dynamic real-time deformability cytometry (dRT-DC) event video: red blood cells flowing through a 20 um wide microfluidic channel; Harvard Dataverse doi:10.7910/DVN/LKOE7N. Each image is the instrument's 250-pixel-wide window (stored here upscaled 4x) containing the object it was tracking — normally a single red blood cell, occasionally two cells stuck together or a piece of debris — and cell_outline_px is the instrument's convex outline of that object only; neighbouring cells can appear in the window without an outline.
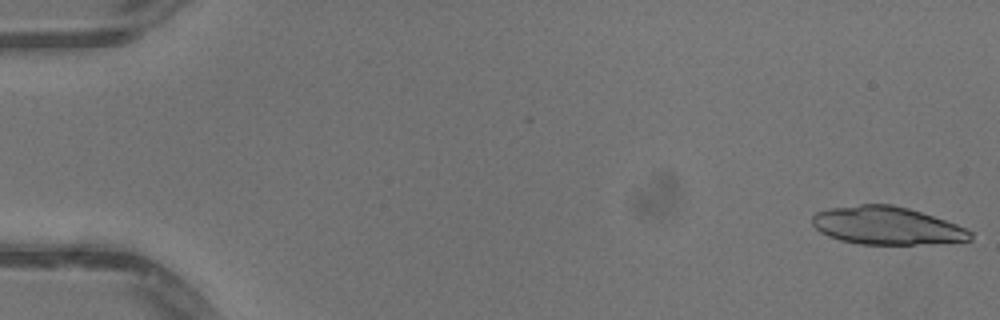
{"species": "common noctule bat (a hibernating species)", "species_latin": "Nyctalus noctula", "temperature_condition": "warm", "stored_images_in_passage": 19, "camera_frame_rate_fps": 3000, "um_per_image_px": 0.085, "animal": {"sex": "male", "body_mass_g": 13.3}, "frame": {"image": 1, "passage_image": 1, "time_ms": 0.0, "image_size_px": [1000, 320], "cell_outline_px": [[972, 240], [916, 244], [860, 244], [840, 240], [828, 236], [820, 232], [812, 224], [812, 216], [816, 212], [828, 208], [860, 204], [892, 204], [908, 208], [956, 224], [972, 232]], "centroid_in_image_um": [75.32, 19.17], "position_along_channel_um": 9.7, "area_um2": 34.68}}